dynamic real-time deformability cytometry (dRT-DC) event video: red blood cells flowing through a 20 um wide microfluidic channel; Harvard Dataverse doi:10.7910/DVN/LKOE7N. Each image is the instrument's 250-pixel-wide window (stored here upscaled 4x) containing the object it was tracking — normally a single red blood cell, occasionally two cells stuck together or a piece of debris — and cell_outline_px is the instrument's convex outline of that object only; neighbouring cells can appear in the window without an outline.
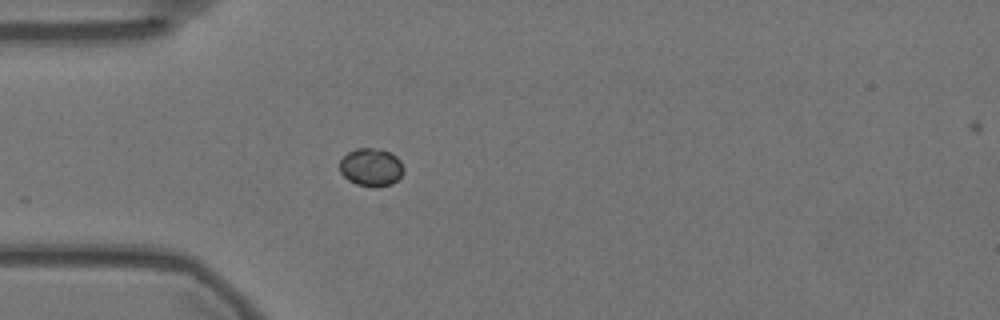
{"species": "Egyptian fruit bat (a non-hibernating species)", "species_latin": "Rousettus aegyptiacus", "temperature_condition": "warm", "stored_images_in_passage": 25, "camera_frame_rate_fps": 3000, "um_per_image_px": 0.085, "animal": {"sex": "female"}, "frame": {"image": 1, "passage_image": 9, "time_ms": 2.667, "image_size_px": [1000, 320], "cell_outline_px": [[404, 172], [392, 184], [372, 188], [356, 184], [348, 180], [340, 172], [340, 160], [348, 152], [356, 148], [376, 148], [388, 152], [396, 156], [400, 160], [404, 168]], "centroid_in_image_um": [31.54, 14.22], "position_along_channel_um": 53.5, "area_um2": 14.22}}
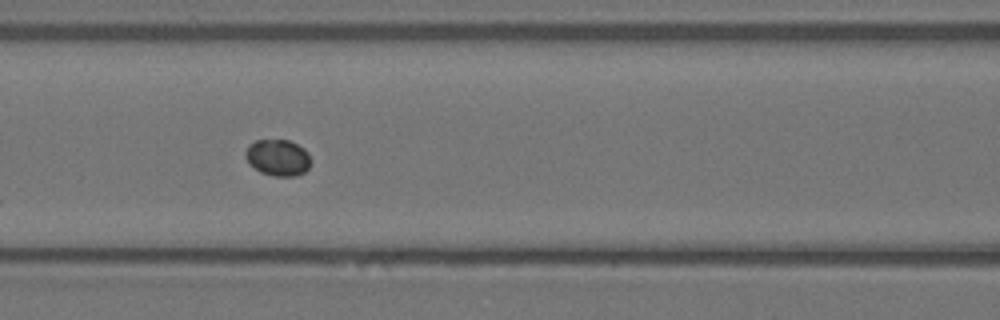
{"frame": {"image": 2, "passage_image": 17, "time_ms": 5.333, "image_size_px": [1000, 320], "cell_outline_px": [[312, 160], [308, 168], [304, 172], [296, 176], [272, 176], [260, 172], [248, 164], [244, 156], [244, 152], [248, 144], [256, 140], [288, 140], [304, 148], [308, 152]], "centroid_in_image_um": [23.59, 13.4], "position_along_channel_um": 143.0, "area_um2": 14.16}}
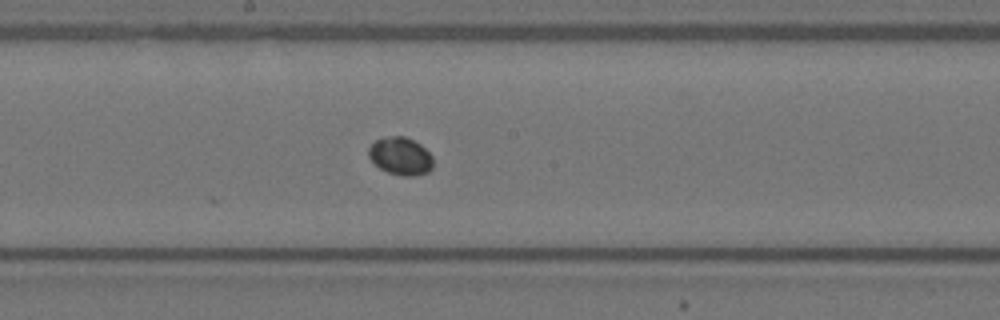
{"frame": {"image": 3, "passage_image": 23, "time_ms": 7.333, "image_size_px": [1000, 320], "cell_outline_px": [[432, 168], [428, 172], [416, 176], [404, 176], [388, 172], [380, 168], [368, 156], [368, 148], [376, 140], [384, 136], [404, 136], [420, 144], [432, 156]], "centroid_in_image_um": [34.04, 13.27], "position_along_channel_um": 214.2, "area_um2": 14.1}}